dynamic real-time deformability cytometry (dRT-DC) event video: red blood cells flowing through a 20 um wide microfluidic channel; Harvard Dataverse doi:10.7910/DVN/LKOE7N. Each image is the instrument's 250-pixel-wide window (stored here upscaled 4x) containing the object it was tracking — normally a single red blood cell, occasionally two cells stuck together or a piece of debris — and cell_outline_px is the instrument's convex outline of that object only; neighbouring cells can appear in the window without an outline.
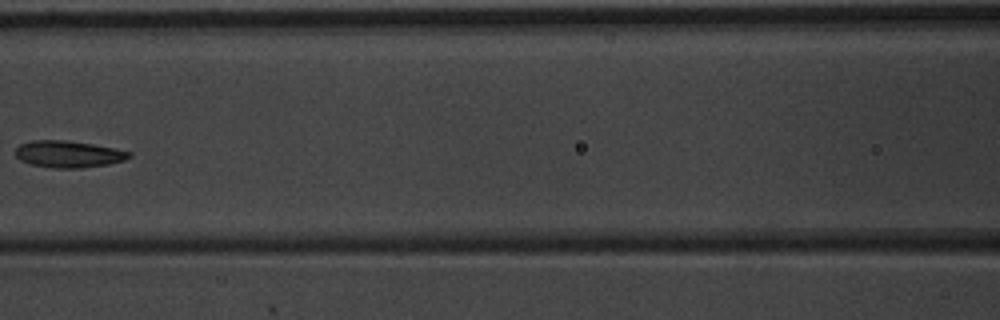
{"species": "common noctule bat (a hibernating species)", "species_latin": "Nyctalus noctula", "temperature_condition": "warm", "stored_images_in_passage": 11, "camera_frame_rate_fps": 3000, "um_per_image_px": 0.085, "animal": {"sex": "male", "body_mass_g": 20.1, "forearm_length_mm": 53.5}, "frame": {"image": 1, "passage_image": 7, "time_ms": 2.0, "image_size_px": [1000, 320], "cell_outline_px": [[132, 156], [124, 160], [108, 164], [80, 168], [52, 168], [28, 164], [20, 160], [16, 156], [16, 148], [20, 144], [32, 140], [64, 140], [92, 144], [132, 152]], "centroid_in_image_um": [5.79, 13.1], "position_along_channel_um": 160.8, "area_um2": 17.74}}
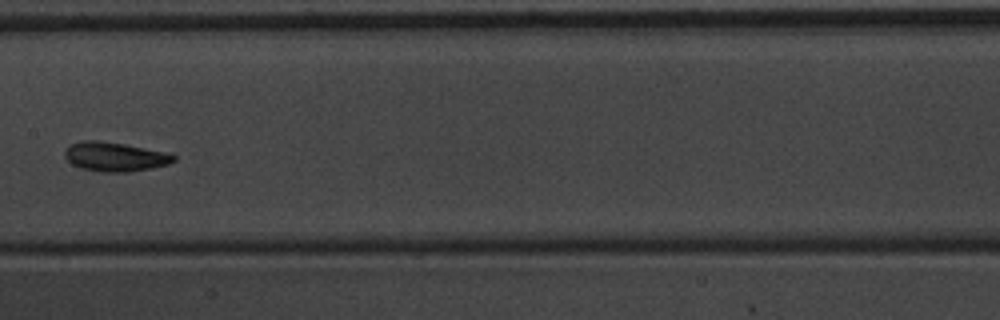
{"frame": {"image": 2, "passage_image": 8, "time_ms": 2.333, "image_size_px": [1000, 320], "cell_outline_px": [[176, 160], [168, 164], [152, 168], [128, 172], [104, 172], [80, 168], [72, 164], [64, 156], [64, 152], [68, 144], [80, 140], [96, 140], [124, 144], [164, 152], [176, 156]], "centroid_in_image_um": [9.72, 13.32], "position_along_channel_um": 197.7, "area_um2": 18.55}}
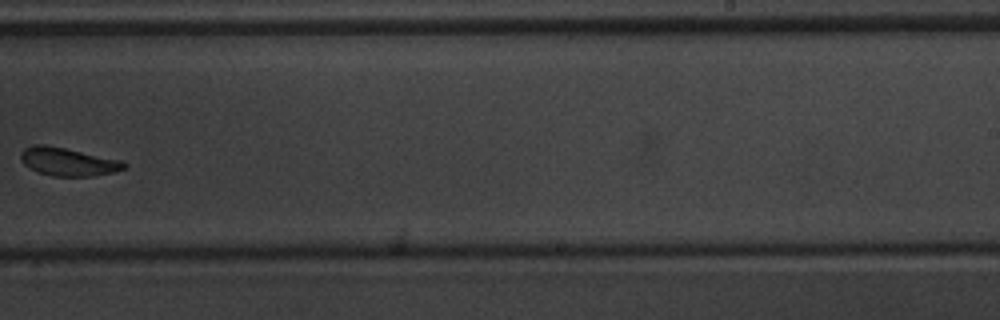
{"frame": {"image": 3, "passage_image": 10, "time_ms": 3.0, "image_size_px": [1000, 320], "cell_outline_px": [[128, 164], [124, 168], [116, 172], [92, 176], [52, 176], [36, 172], [28, 168], [20, 160], [20, 152], [24, 148], [32, 144], [44, 144], [64, 148], [120, 160]], "centroid_in_image_um": [5.72, 13.75], "position_along_channel_um": 283.3, "area_um2": 17.05}}